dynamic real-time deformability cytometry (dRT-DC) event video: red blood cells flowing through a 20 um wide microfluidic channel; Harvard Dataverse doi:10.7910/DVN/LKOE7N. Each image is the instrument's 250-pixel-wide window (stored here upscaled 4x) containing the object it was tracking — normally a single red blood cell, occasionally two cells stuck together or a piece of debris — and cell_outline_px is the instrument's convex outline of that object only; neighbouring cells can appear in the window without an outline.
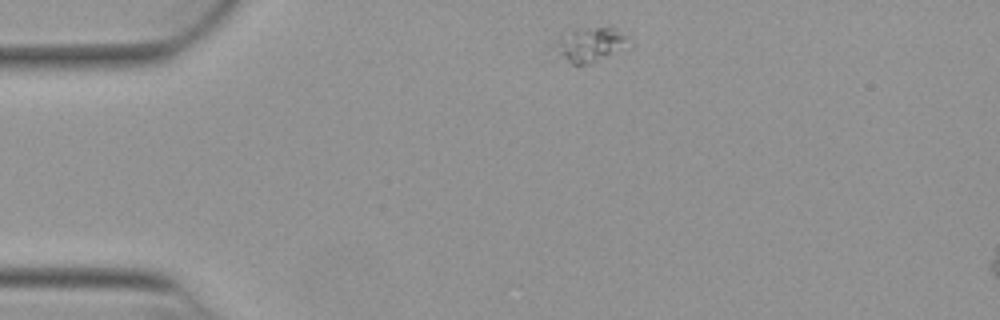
{"species": "Egyptian fruit bat (a non-hibernating species)", "species_latin": "Rousettus aegyptiacus", "temperature_condition": "warm", "stored_images_in_passage": 46, "segment_of_instrument_passage": [1, 2], "camera_frame_rate_fps": 3000, "um_per_image_px": 0.085, "animal": {"sex": "female"}, "frame": {"image": 1, "passage_image": 1, "time_ms": 0.0, "image_size_px": [1000, 320], "cell_outline_px": [[632, 44], [628, 48], [588, 64], [572, 64], [552, 60], [556, 40], [560, 36], [576, 28], [612, 24], [628, 32]], "centroid_in_image_um": [50.2, 3.75], "position_along_channel_um": 34.8, "area_um2": 16.53}}
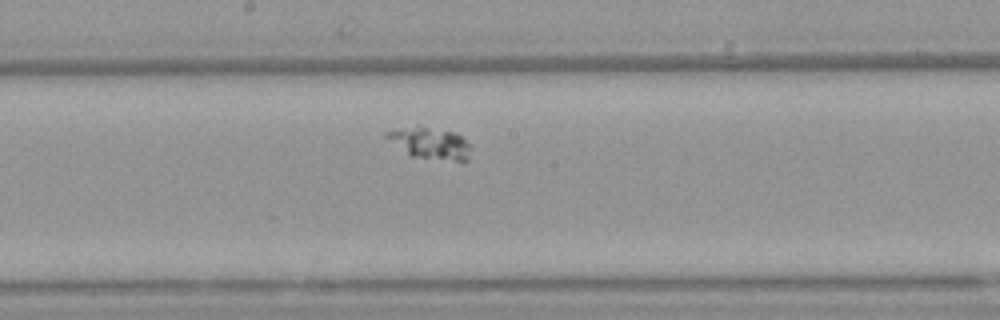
{"frame": {"image": 2, "passage_image": 19, "time_ms": 6.0, "image_size_px": [1000, 320], "cell_outline_px": [[472, 148], [468, 160], [464, 164], [412, 156], [384, 136], [384, 132], [400, 128], [424, 128], [452, 132], [460, 136]], "centroid_in_image_um": [36.65, 12.25], "position_along_channel_um": 211.6, "area_um2": 15.2}}
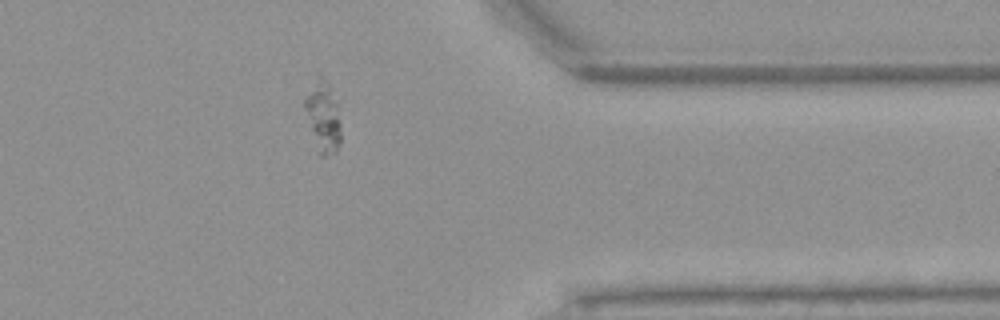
{"frame": {"image": 3, "passage_image": 34, "time_ms": 11.0, "image_size_px": [1000, 320], "cell_outline_px": [[340, 144], [336, 152], [324, 156], [320, 156], [304, 104], [304, 96], [320, 72], [324, 76], [336, 100], [340, 124]], "centroid_in_image_um": [27.48, 9.86], "position_along_channel_um": 383.9, "area_um2": 14.45}}